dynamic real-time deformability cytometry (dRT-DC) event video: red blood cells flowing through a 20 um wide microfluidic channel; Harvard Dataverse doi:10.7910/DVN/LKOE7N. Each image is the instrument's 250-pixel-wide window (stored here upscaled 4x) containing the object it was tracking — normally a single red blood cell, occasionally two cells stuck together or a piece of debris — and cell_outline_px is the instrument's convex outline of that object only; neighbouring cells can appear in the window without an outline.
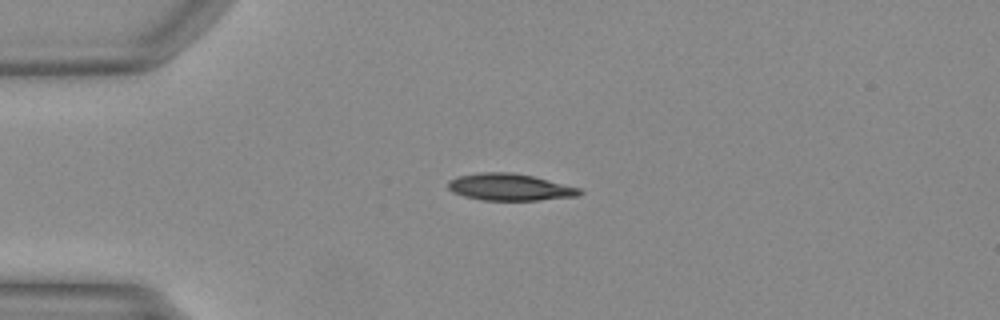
{"species": "Egyptian fruit bat (a non-hibernating species)", "species_latin": "Rousettus aegyptiacus", "temperature_condition": "warm", "stored_images_in_passage": 3, "camera_frame_rate_fps": 3000, "um_per_image_px": 0.085, "animal": {"sex": "female"}, "frame": {"image": 1, "passage_image": 1, "time_ms": 0.0, "image_size_px": [1000, 320], "cell_outline_px": [[584, 192], [576, 196], [536, 200], [484, 200], [464, 196], [452, 192], [448, 188], [448, 180], [456, 176], [480, 172], [512, 172], [532, 176], [580, 188]], "centroid_in_image_um": [43.29, 15.9], "position_along_channel_um": 41.7, "area_um2": 20.52}}